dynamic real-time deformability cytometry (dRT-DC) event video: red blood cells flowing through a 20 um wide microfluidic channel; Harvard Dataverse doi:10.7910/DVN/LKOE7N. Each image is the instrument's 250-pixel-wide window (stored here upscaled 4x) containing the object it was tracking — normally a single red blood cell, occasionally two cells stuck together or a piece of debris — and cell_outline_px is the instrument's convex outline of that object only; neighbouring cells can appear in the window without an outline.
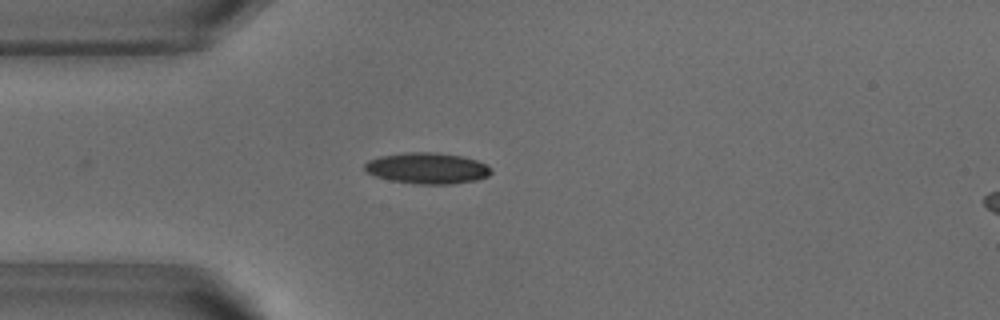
{"species": "common noctule bat (a hibernating species)", "species_latin": "Nyctalus noctula", "temperature_condition": "warm", "stored_images_in_passage": 36, "camera_frame_rate_fps": 3000, "um_per_image_px": 0.085, "animal": {"sex": "male", "body_mass_g": 18.8}, "frame": {"image": 1, "passage_image": 2, "time_ms": 0.333, "image_size_px": [1000, 320], "cell_outline_px": [[492, 172], [488, 176], [476, 180], [452, 184], [416, 184], [392, 180], [376, 176], [368, 172], [364, 168], [364, 164], [368, 160], [380, 156], [404, 152], [436, 152], [460, 156], [476, 160], [492, 168]], "centroid_in_image_um": [36.32, 14.29], "position_along_channel_um": 48.7, "area_um2": 22.83}}
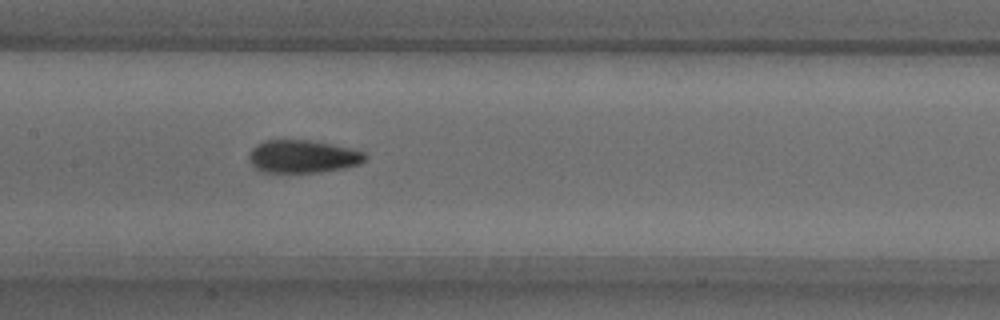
{"frame": {"image": 2, "passage_image": 13, "time_ms": 4.0, "image_size_px": [1000, 320], "cell_outline_px": [[368, 156], [360, 164], [344, 168], [320, 172], [260, 172], [248, 160], [248, 152], [256, 144], [264, 140], [312, 140], [352, 148], [364, 152]], "centroid_in_image_um": [25.72, 13.29], "position_along_channel_um": 181.7, "area_um2": 22.48}}
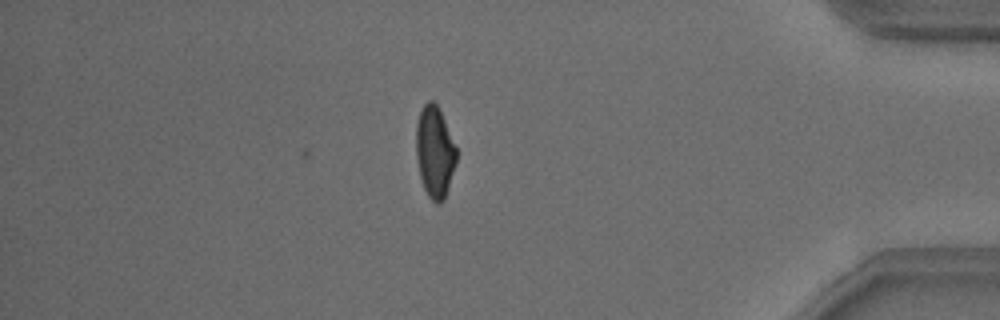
{"frame": {"image": 3, "passage_image": 33, "time_ms": 10.667, "image_size_px": [1000, 320], "cell_outline_px": [[456, 160], [444, 200], [440, 204], [436, 204], [428, 196], [424, 188], [420, 176], [416, 156], [416, 124], [420, 112], [424, 104], [428, 100], [432, 100], [440, 108], [456, 148]], "centroid_in_image_um": [36.94, 12.89], "position_along_channel_um": 398.3, "area_um2": 21.33}, "authors_computed_cell_mechanics": {"area_um2": 22.2241, "velocity_mm_per_s": 3.8396, "shape_relaxation_time_tau1_ms": 4.5415, "shape_relaxation_time_tau2_ms": 1.9931, "deformation_change_tau1": 0.1635, "deformation_change_tau2": 0.0775}}